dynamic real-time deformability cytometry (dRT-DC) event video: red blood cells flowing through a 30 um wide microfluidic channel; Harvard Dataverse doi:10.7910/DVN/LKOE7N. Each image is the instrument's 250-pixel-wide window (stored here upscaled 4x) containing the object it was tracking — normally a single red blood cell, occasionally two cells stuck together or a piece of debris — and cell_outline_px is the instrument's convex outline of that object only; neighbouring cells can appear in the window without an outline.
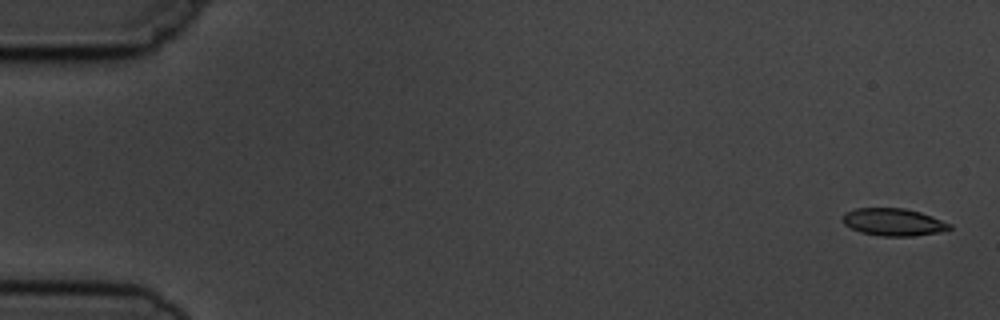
{"species": "common noctule bat (a hibernating species)", "species_latin": "Nyctalus noctula", "temperature_condition": "cold", "stored_images_in_passage": 5, "camera_frame_rate_fps": 3000, "um_per_image_px": 0.085, "animal": {"sex": "male", "body_mass_g": 19.5, "forearm_length_mm": 54.6}, "frame": {"image": 1, "passage_image": 1, "time_ms": 0.0, "image_size_px": [1000, 320], "cell_outline_px": [[952, 228], [936, 232], [912, 236], [884, 236], [860, 232], [844, 224], [840, 220], [844, 212], [856, 208], [904, 208], [920, 212], [932, 216], [952, 224]], "centroid_in_image_um": [75.9, 18.86], "position_along_channel_um": 9.1, "area_um2": 17.05}}
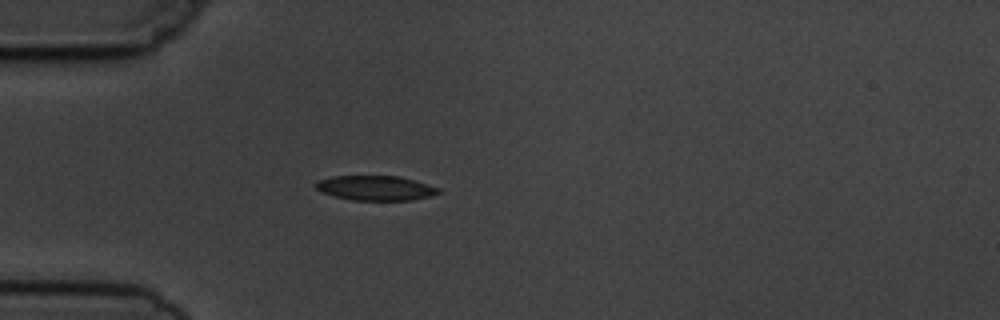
{"frame": {"image": 2, "passage_image": 5, "time_ms": 4.667, "image_size_px": [1000, 320], "cell_outline_px": [[440, 192], [432, 196], [412, 200], [352, 200], [336, 196], [324, 192], [316, 188], [312, 184], [316, 180], [332, 176], [400, 176], [428, 184], [440, 188]], "centroid_in_image_um": [31.93, 15.97], "position_along_channel_um": 53.1, "area_um2": 17.74}}